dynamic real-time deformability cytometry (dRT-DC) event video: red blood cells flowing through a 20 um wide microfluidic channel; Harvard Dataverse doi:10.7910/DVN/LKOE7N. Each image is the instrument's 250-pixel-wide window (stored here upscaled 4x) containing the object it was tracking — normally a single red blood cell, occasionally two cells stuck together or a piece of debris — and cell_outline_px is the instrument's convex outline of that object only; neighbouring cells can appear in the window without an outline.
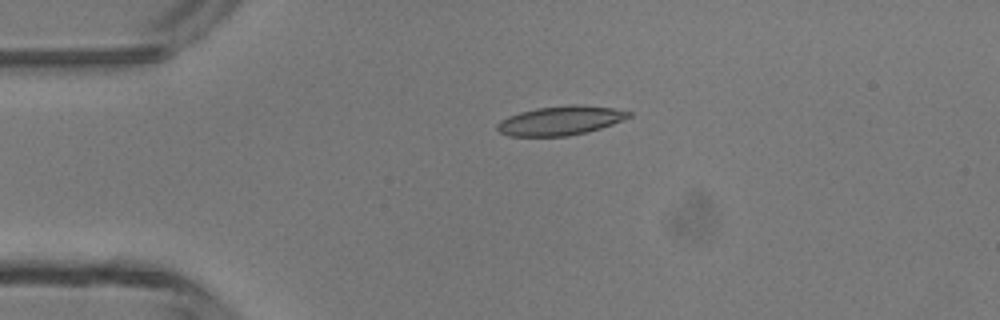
{"species": "common noctule bat (a hibernating species)", "species_latin": "Nyctalus noctula", "temperature_condition": "room temperature", "stored_images_in_passage": 4, "camera_frame_rate_fps": 3000, "um_per_image_px": 0.085, "animal": {"sex": "male", "body_mass_g": 13.3}, "frame": {"image": 1, "passage_image": 3, "time_ms": 3.0, "image_size_px": [1000, 320], "cell_outline_px": [[632, 116], [624, 120], [600, 128], [568, 136], [508, 136], [500, 132], [496, 128], [496, 124], [500, 120], [508, 116], [520, 112], [536, 108], [572, 104], [580, 104], [612, 108], [632, 112]], "centroid_in_image_um": [47.63, 10.24], "position_along_channel_um": 37.4, "area_um2": 22.37}}